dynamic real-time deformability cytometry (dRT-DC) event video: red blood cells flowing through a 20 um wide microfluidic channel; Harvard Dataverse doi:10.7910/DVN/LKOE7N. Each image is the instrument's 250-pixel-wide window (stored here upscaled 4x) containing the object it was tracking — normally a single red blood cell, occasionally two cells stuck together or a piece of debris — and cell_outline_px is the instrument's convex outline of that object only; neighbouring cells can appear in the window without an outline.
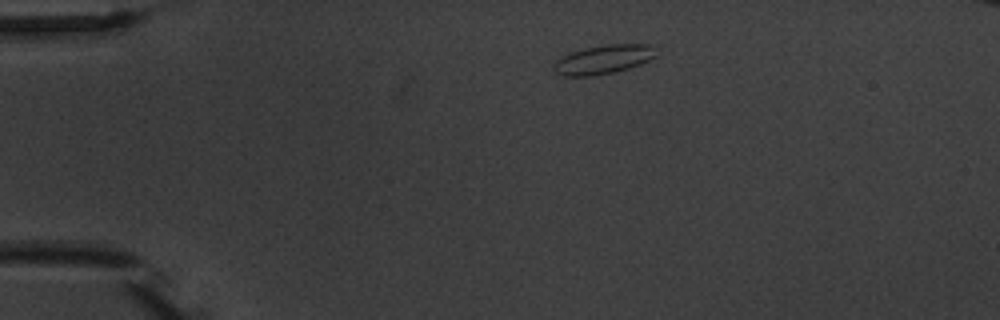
{"species": "common noctule bat (a hibernating species)", "species_latin": "Nyctalus noctula", "temperature_condition": "warm", "stored_images_in_passage": 3, "camera_frame_rate_fps": 3000, "um_per_image_px": 0.085, "animal": {"sex": "male", "body_mass_g": 20.1, "forearm_length_mm": 53.5}, "frame": {"image": 1, "passage_image": 1, "time_ms": 0.0, "image_size_px": [1000, 320], "cell_outline_px": [[656, 56], [640, 64], [628, 68], [612, 72], [592, 76], [564, 76], [556, 72], [552, 68], [552, 64], [560, 56], [584, 48], [608, 44], [656, 44]], "centroid_in_image_um": [51.29, 5.04], "position_along_channel_um": 33.7, "area_um2": 17.4}}
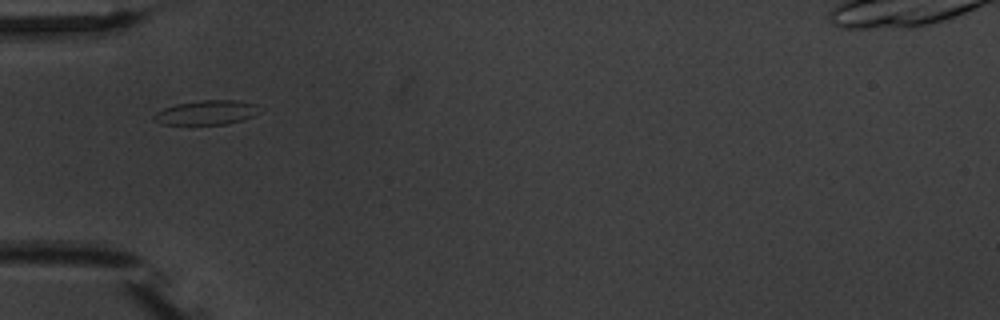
{"frame": {"image": 2, "passage_image": 3, "time_ms": 2.333, "image_size_px": [1000, 320], "cell_outline_px": [[264, 108], [252, 116], [228, 124], [164, 124], [152, 120], [152, 116], [156, 112], [164, 108], [176, 104], [200, 100], [240, 100], [256, 104]], "centroid_in_image_um": [17.58, 9.55], "position_along_channel_um": 67.4, "area_um2": 15.09}}